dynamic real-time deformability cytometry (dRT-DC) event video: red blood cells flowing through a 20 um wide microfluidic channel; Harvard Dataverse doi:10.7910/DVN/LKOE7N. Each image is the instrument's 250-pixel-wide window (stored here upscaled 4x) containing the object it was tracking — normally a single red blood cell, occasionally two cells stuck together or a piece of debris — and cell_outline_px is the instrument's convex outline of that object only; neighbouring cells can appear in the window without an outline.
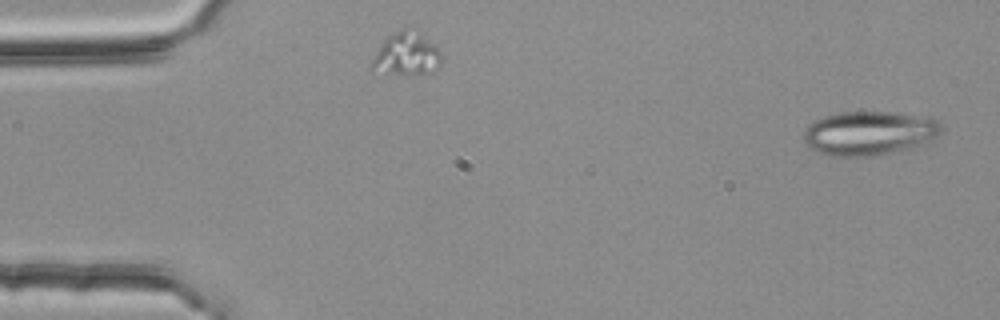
{"species": "common noctule bat (a hibernating species)", "species_latin": "Nyctalus noctula", "temperature_condition": "room temperature", "stored_images_in_passage": 52, "camera_frame_rate_fps": 3000, "um_per_image_px": 0.085, "animal": {"sex": "female", "body_mass_g": 25.1}, "frame": {"image": 1, "passage_image": 1, "time_ms": 0.0, "image_size_px": [1000, 320], "cell_outline_px": [[944, 128], [936, 136], [912, 148], [868, 156], [828, 156], [804, 144], [804, 132], [808, 124], [824, 116], [840, 112], [888, 112], [936, 120]], "centroid_in_image_um": [73.81, 11.32], "position_along_channel_um": 11.2, "area_um2": 34.68}}
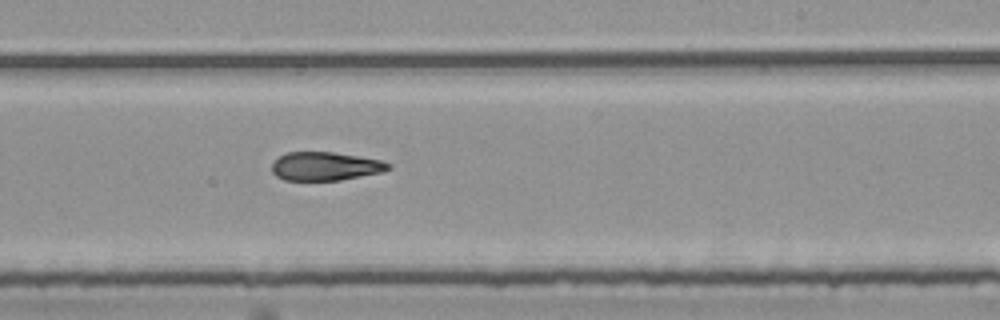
{"frame": {"image": 2, "passage_image": 31, "time_ms": 10.0, "image_size_px": [1000, 320], "cell_outline_px": [[392, 168], [384, 172], [340, 180], [284, 180], [276, 176], [272, 172], [272, 164], [280, 156], [288, 152], [332, 152], [380, 160], [392, 164]], "centroid_in_image_um": [27.68, 14.14], "position_along_channel_um": 261.3, "area_um2": 19.31}}
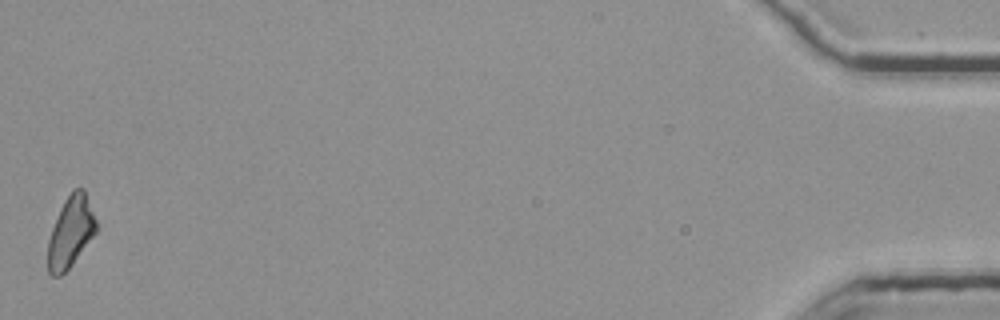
{"frame": {"image": 3, "passage_image": 52, "time_ms": 17.0, "image_size_px": [1000, 320], "cell_outline_px": [[96, 232], [72, 264], [60, 276], [52, 276], [48, 272], [48, 240], [52, 228], [60, 208], [64, 200], [72, 188], [84, 188], [96, 220]], "centroid_in_image_um": [5.99, 19.69], "position_along_channel_um": 429.2, "area_um2": 19.83}, "authors_computed_cell_mechanics": {"area_um2": 20.4901, "velocity_mm_per_s": 3.8165, "shape_relaxation_time_tau1_ms": null, "shape_relaxation_time_tau2_ms": 7.1892, "deformation_change_tau1": null, "deformation_change_tau2": 0.1803}}